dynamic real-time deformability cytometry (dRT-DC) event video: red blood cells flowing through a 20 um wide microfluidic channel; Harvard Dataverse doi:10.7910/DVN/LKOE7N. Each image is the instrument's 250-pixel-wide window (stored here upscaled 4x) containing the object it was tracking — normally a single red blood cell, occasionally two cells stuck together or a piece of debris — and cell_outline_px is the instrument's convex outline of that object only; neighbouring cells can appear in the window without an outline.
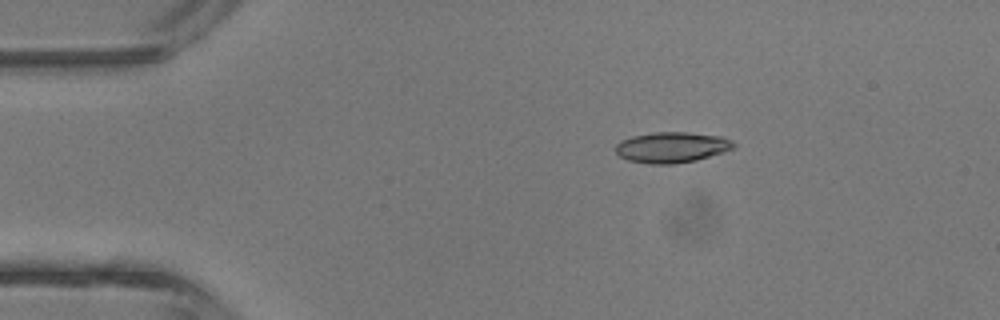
{"species": "common noctule bat (a hibernating species)", "species_latin": "Nyctalus noctula", "temperature_condition": "room temperature", "stored_images_in_passage": 5, "camera_frame_rate_fps": 3000, "um_per_image_px": 0.085, "animal": {"sex": "male", "body_mass_g": 13.3}, "frame": {"image": 1, "passage_image": 3, "time_ms": 2.333, "image_size_px": [1000, 320], "cell_outline_px": [[736, 148], [724, 152], [696, 160], [676, 164], [648, 164], [628, 160], [620, 156], [616, 152], [616, 144], [620, 140], [632, 136], [652, 132], [688, 132], [720, 136], [732, 140], [736, 144]], "centroid_in_image_um": [57.12, 12.52], "position_along_channel_um": 27.9, "area_um2": 21.33}}
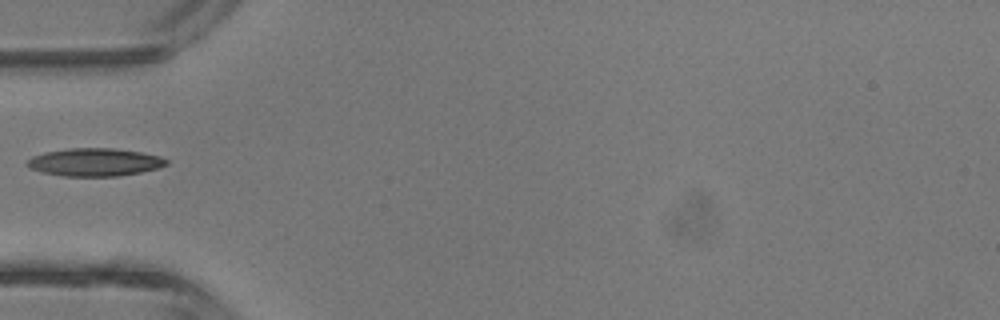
{"frame": {"image": 2, "passage_image": 5, "time_ms": 4.667, "image_size_px": [1000, 320], "cell_outline_px": [[168, 164], [156, 168], [140, 172], [120, 176], [64, 176], [44, 172], [28, 168], [24, 164], [32, 156], [44, 152], [68, 148], [112, 148], [140, 152], [160, 156], [168, 160]], "centroid_in_image_um": [8.02, 13.78], "position_along_channel_um": 77.0, "area_um2": 22.6}}